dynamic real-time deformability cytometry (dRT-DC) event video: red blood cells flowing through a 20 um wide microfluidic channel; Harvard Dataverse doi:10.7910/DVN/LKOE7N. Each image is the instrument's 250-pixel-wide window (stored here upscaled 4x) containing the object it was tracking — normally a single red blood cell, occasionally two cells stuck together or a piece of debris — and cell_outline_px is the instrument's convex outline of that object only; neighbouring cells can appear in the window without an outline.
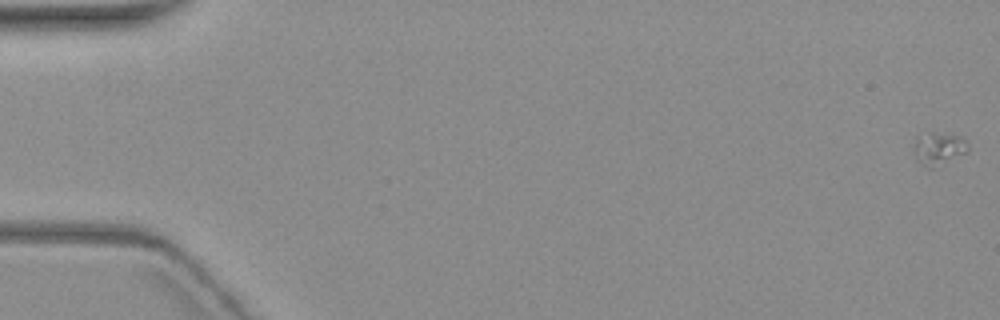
{"species": "common noctule bat (a hibernating species)", "species_latin": "Nyctalus noctula", "temperature_condition": "warm", "stored_images_in_passage": 7, "camera_frame_rate_fps": 3000, "um_per_image_px": 0.085, "animal": {"sex": "female", "body_mass_g": 19.3, "forearm_length_mm": 54.1}, "frame": {"image": 1, "passage_image": 1, "time_ms": 0.0, "image_size_px": [1000, 320], "cell_outline_px": [[968, 152], [932, 168], [928, 168], [916, 160], [912, 148], [912, 144], [916, 136], [932, 132], [964, 136], [968, 144]], "centroid_in_image_um": [79.76, 12.6], "position_along_channel_um": 5.2, "area_um2": 10.58}}